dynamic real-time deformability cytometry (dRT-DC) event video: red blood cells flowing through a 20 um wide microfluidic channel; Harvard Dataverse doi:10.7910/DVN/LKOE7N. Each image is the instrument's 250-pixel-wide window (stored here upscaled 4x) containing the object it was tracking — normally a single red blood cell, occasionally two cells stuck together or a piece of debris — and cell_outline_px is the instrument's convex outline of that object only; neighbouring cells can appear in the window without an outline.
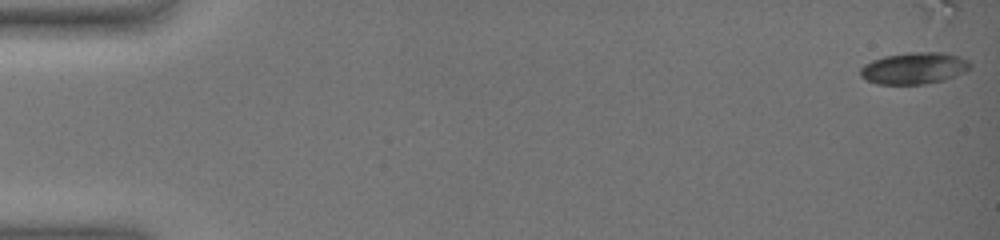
{"species": "common noctule bat (a hibernating species)", "species_latin": "Nyctalus noctula", "temperature_condition": "warm", "stored_images_in_passage": 56, "camera_frame_rate_fps": 3000, "um_per_image_px": 0.085, "animal": {"sex": "female", "body_mass_g": 19.0, "forearm_length_mm": 51.5}, "frame": {"image": 1, "passage_image": 1, "time_ms": 0.0, "image_size_px": [1000, 240], "cell_outline_px": [[972, 68], [956, 76], [944, 80], [924, 84], [880, 84], [868, 80], [860, 76], [860, 68], [864, 64], [872, 60], [884, 56], [908, 52], [944, 52], [960, 56], [968, 60], [972, 64]], "centroid_in_image_um": [77.74, 5.79], "position_along_channel_um": 7.3, "area_um2": 20.46}}
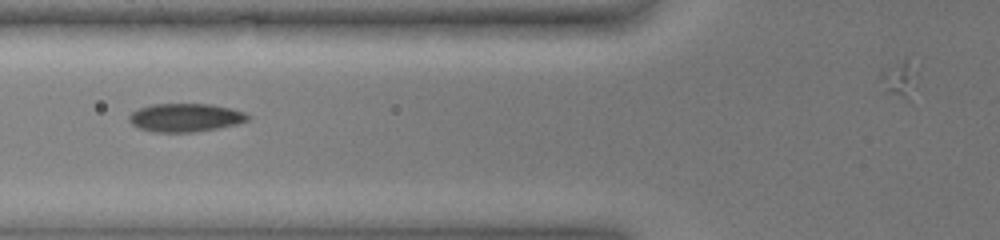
{"frame": {"image": 2, "passage_image": 24, "time_ms": 7.667, "image_size_px": [1000, 240], "cell_outline_px": [[248, 120], [236, 124], [216, 128], [192, 132], [156, 132], [140, 128], [132, 124], [128, 120], [128, 116], [132, 112], [140, 108], [152, 104], [212, 104], [232, 108], [244, 112], [248, 116]], "centroid_in_image_um": [15.74, 9.98], "position_along_channel_um": 110.1, "area_um2": 19.42}}
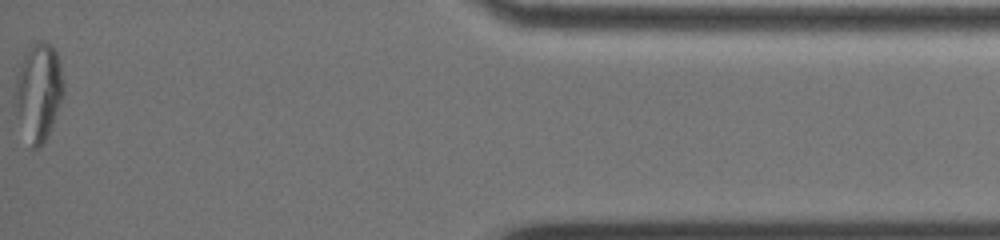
{"frame": {"image": 3, "passage_image": 56, "time_ms": 18.333, "image_size_px": [1000, 240], "cell_outline_px": [[64, 96], [52, 124], [44, 140], [36, 148], [32, 148], [16, 108], [12, 96], [16, 76], [24, 52], [36, 40], [44, 40], [56, 52], [60, 64], [64, 84]], "centroid_in_image_um": [3.27, 7.7], "position_along_channel_um": 431.9, "area_um2": 27.22}, "authors_computed_cell_mechanics": {"area_um2": 19.0162, "velocity_mm_per_s": 3.5415, "shape_relaxation_time_tau1_ms": null, "shape_relaxation_time_tau2_ms": 1.4162, "deformation_change_tau1": null, "deformation_change_tau2": 0.0391}}